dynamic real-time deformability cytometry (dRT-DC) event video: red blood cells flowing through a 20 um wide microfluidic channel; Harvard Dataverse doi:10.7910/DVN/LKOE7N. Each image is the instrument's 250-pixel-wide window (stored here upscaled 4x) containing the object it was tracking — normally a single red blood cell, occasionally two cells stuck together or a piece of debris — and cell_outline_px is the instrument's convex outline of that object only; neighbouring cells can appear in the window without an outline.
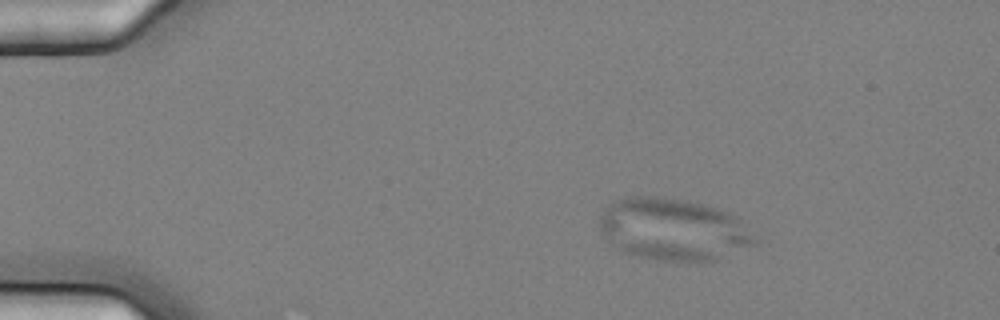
{"species": "common noctule bat (a hibernating species)", "species_latin": "Nyctalus noctula", "temperature_condition": "cold", "stored_images_in_passage": 4, "camera_frame_rate_fps": 3000, "um_per_image_px": 0.085, "animal": {"sex": "female", "body_mass_g": 25.1}, "frame": {"image": 1, "passage_image": 2, "time_ms": 0.333, "image_size_px": [1000, 320], "cell_outline_px": [[756, 244], [716, 260], [700, 264], [660, 260], [640, 256], [624, 252], [616, 248], [600, 232], [600, 216], [604, 208], [608, 204], [624, 196], [660, 196], [688, 200], [704, 204], [728, 212], [736, 216], [756, 240]], "centroid_in_image_um": [57.2, 19.51], "position_along_channel_um": 27.8, "area_um2": 56.7}}